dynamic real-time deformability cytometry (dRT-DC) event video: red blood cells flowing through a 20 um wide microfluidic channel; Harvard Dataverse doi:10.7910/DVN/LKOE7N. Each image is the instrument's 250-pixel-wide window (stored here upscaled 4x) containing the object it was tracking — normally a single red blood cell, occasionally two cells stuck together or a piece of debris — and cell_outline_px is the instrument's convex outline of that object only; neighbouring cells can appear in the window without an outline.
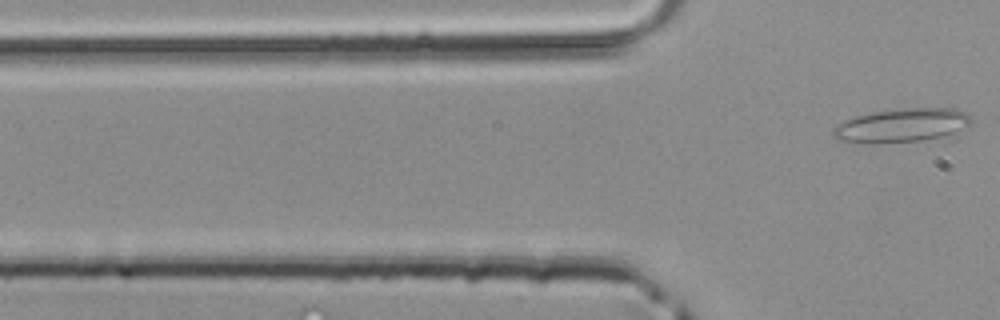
{"species": "common noctule bat (a hibernating species)", "species_latin": "Nyctalus noctula", "temperature_condition": "room temperature", "stored_images_in_passage": 5, "camera_frame_rate_fps": 3000, "um_per_image_px": 0.085, "animal": {"sex": "male", "body_mass_g": 20.4}, "frame": {"image": 1, "passage_image": 5, "time_ms": 1.333, "image_size_px": [1000, 320], "cell_outline_px": [[972, 120], [968, 128], [944, 136], [920, 140], [836, 140], [832, 136], [832, 128], [836, 124], [844, 120], [856, 116], [872, 112], [896, 108], [956, 108], [964, 112]], "centroid_in_image_um": [76.71, 10.59], "position_along_channel_um": 49.1, "area_um2": 26.3}}